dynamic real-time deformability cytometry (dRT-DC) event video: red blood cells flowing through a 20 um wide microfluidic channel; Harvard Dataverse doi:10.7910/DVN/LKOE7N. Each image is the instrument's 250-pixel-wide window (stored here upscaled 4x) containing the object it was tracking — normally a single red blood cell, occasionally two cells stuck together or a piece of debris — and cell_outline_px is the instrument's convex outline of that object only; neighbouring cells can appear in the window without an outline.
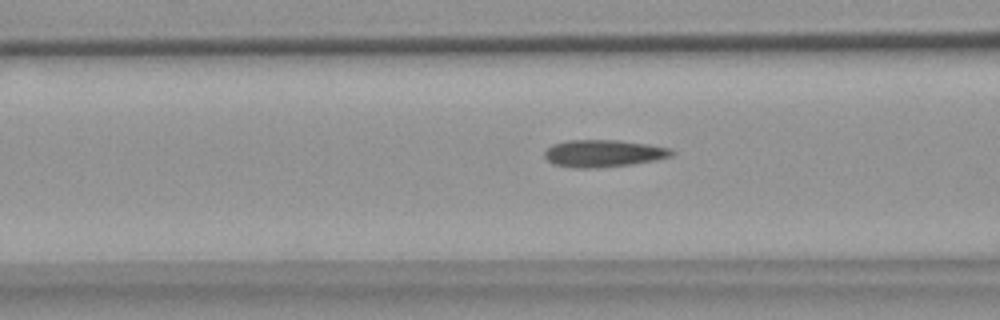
{"species": "common noctule bat (a hibernating species)", "species_latin": "Nyctalus noctula", "temperature_condition": "warm", "stored_images_in_passage": 47, "camera_frame_rate_fps": 3000, "um_per_image_px": 0.085, "animal": {"sex": "female", "body_mass_g": 18.4}, "frame": {"image": 1, "passage_image": 13, "time_ms": 4.0, "image_size_px": [1000, 320], "cell_outline_px": [[676, 152], [672, 156], [656, 160], [632, 164], [596, 168], [576, 168], [552, 164], [544, 156], [544, 152], [552, 144], [568, 140], [620, 140], [648, 144], [672, 148]], "centroid_in_image_um": [51.32, 13.03], "position_along_channel_um": 115.3, "area_um2": 20.35}}
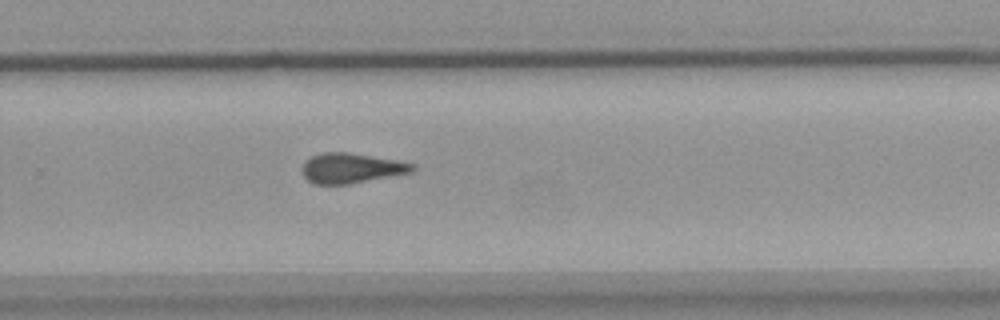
{"frame": {"image": 2, "passage_image": 28, "time_ms": 9.0, "image_size_px": [1000, 320], "cell_outline_px": [[416, 168], [412, 172], [348, 184], [316, 184], [308, 180], [304, 176], [304, 160], [320, 152], [348, 152], [400, 160], [416, 164]], "centroid_in_image_um": [29.9, 14.27], "position_along_channel_um": 299.9, "area_um2": 19.31}}
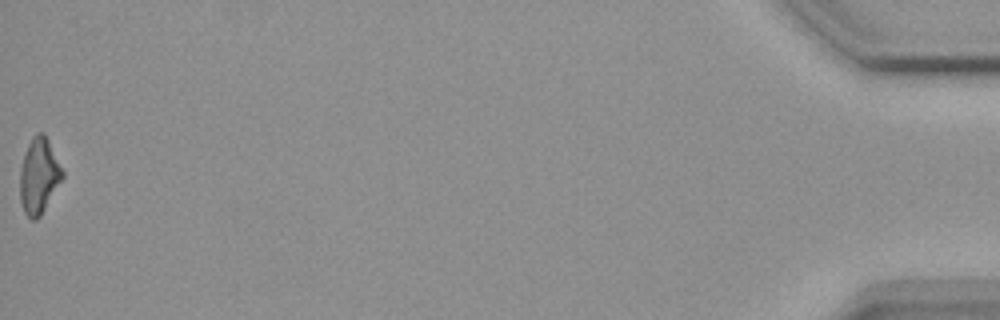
{"frame": {"image": 3, "passage_image": 47, "time_ms": 15.333, "image_size_px": [1000, 320], "cell_outline_px": [[64, 176], [40, 216], [36, 220], [32, 220], [24, 212], [20, 200], [20, 168], [28, 144], [32, 136], [36, 132], [44, 132], [64, 172]], "centroid_in_image_um": [3.3, 14.94], "position_along_channel_um": 431.9, "area_um2": 18.55}, "authors_computed_cell_mechanics": {"area_um2": 19.7676, "velocity_mm_per_s": 3.7089, "shape_relaxation_time_tau1_ms": null, "shape_relaxation_time_tau2_ms": 2.9691, "deformation_change_tau1": null, "deformation_change_tau2": 0.1062}}